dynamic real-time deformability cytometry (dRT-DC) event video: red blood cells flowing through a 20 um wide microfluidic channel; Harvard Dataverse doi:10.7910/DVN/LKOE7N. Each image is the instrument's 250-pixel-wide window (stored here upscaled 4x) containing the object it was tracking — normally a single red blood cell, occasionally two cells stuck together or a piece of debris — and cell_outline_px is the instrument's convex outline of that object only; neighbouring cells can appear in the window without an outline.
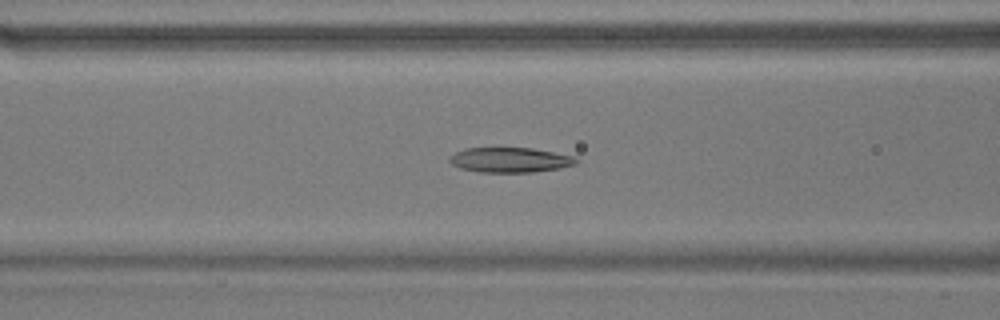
{"species": "common noctule bat (a hibernating species)", "species_latin": "Nyctalus noctula", "temperature_condition": "warm", "stored_images_in_passage": 55, "camera_frame_rate_fps": 3000, "um_per_image_px": 0.085, "animal": {"sex": "male", "body_mass_g": 17.9}, "frame": {"image": 1, "passage_image": 22, "time_ms": 7.0, "image_size_px": [1000, 320], "cell_outline_px": [[580, 160], [576, 164], [560, 168], [532, 172], [480, 172], [460, 168], [452, 164], [448, 160], [448, 156], [464, 148], [532, 148], [572, 156]], "centroid_in_image_um": [43.33, 13.59], "position_along_channel_um": 123.3, "area_um2": 18.38}}
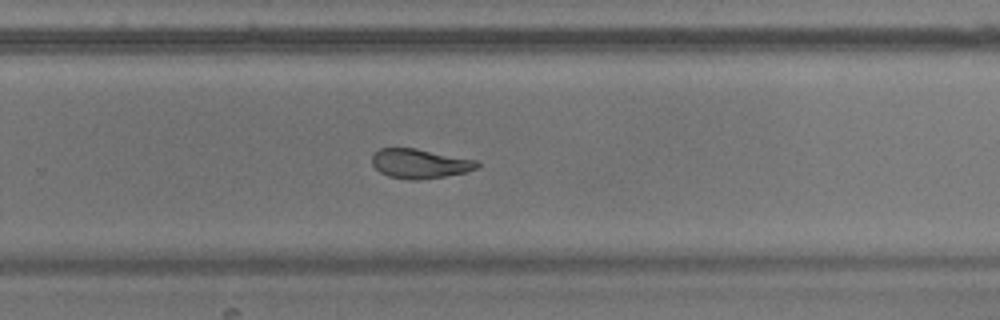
{"frame": {"image": 2, "passage_image": 36, "time_ms": 11.667, "image_size_px": [1000, 320], "cell_outline_px": [[480, 168], [464, 172], [444, 176], [420, 180], [408, 180], [388, 176], [380, 172], [372, 164], [372, 156], [380, 148], [416, 148], [476, 160], [480, 164]], "centroid_in_image_um": [35.69, 13.91], "position_along_channel_um": 294.1, "area_um2": 18.03}}
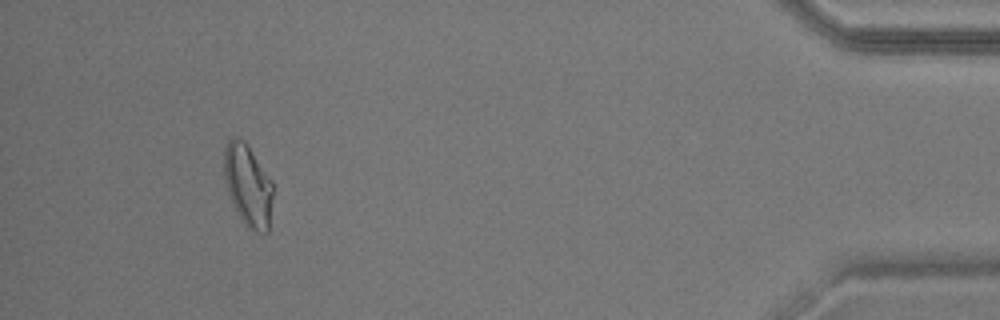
{"frame": {"image": 3, "passage_image": 51, "time_ms": 16.667, "image_size_px": [1000, 320], "cell_outline_px": [[272, 200], [268, 232], [256, 232], [248, 228], [244, 224], [228, 192], [224, 180], [224, 148], [228, 140], [232, 136], [236, 136], [244, 140], [272, 180]], "centroid_in_image_um": [21.07, 15.72], "position_along_channel_um": 414.1, "area_um2": 23.18}, "authors_computed_cell_mechanics": {"area_um2": 20.2878, "velocity_mm_per_s": 3.6717, "shape_relaxation_time_tau1_ms": 9.6985, "shape_relaxation_time_tau2_ms": 3.4726, "deformation_change_tau1": 0.246, "deformation_change_tau2": 0.1162}}